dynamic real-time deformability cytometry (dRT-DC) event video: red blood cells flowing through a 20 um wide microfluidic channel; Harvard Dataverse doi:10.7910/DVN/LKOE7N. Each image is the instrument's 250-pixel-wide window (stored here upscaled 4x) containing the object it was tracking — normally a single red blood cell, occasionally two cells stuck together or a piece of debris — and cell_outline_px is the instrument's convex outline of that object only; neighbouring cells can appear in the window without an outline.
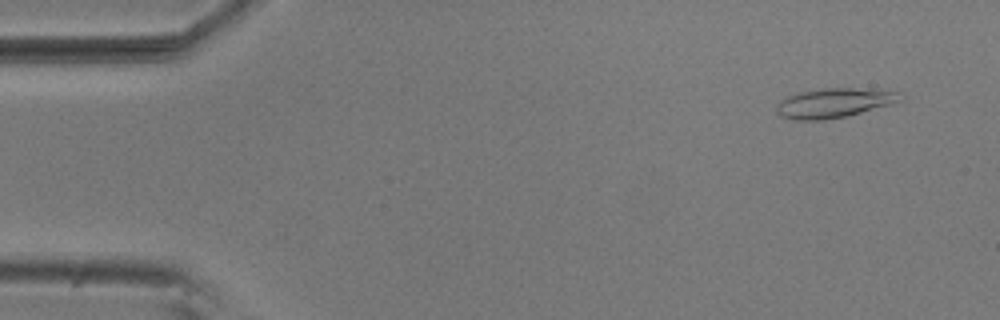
{"species": "common noctule bat (a hibernating species)", "species_latin": "Nyctalus noctula", "temperature_condition": "room temperature", "stored_images_in_passage": 4, "camera_frame_rate_fps": 3000, "um_per_image_px": 0.085, "animal": {"sex": "male", "body_mass_g": 20.5, "forearm_length_mm": 52.5}, "frame": {"image": 1, "passage_image": 1, "time_ms": 0.0, "image_size_px": [1000, 320], "cell_outline_px": [[900, 100], [888, 104], [848, 116], [824, 120], [796, 120], [780, 116], [776, 112], [776, 104], [780, 100], [788, 96], [800, 92], [824, 88], [852, 88], [896, 92]], "centroid_in_image_um": [70.75, 8.77], "position_along_channel_um": 14.2, "area_um2": 20.75}}